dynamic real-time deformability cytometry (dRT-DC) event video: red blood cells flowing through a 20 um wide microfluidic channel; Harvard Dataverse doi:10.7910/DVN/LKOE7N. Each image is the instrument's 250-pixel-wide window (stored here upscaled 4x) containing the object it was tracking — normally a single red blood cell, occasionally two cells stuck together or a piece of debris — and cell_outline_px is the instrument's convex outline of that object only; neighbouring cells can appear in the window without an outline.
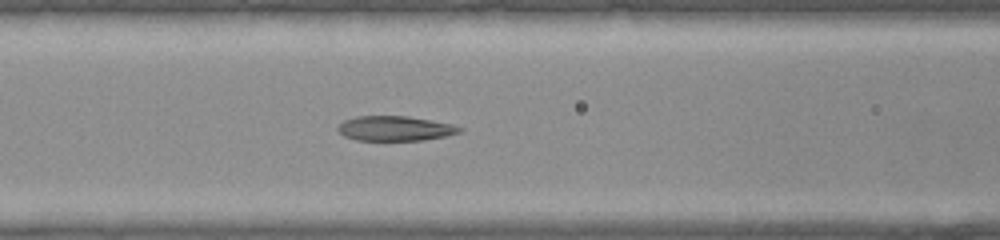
{"species": "common noctule bat (a hibernating species)", "species_latin": "Nyctalus noctula", "temperature_condition": "warm", "stored_images_in_passage": 39, "camera_frame_rate_fps": 3000, "um_per_image_px": 0.085, "animal": {"sex": "female", "body_mass_g": 22.0, "forearm_length_mm": 56.7}, "frame": {"image": 1, "passage_image": 16, "time_ms": 5.0, "image_size_px": [1000, 240], "cell_outline_px": [[464, 128], [460, 132], [444, 136], [424, 140], [356, 140], [344, 136], [336, 128], [344, 120], [356, 116], [408, 116], [432, 120], [452, 124]], "centroid_in_image_um": [33.58, 10.91], "position_along_channel_um": 133.0, "area_um2": 17.57}}
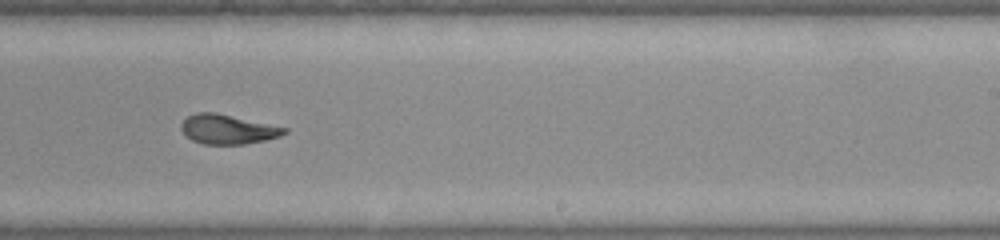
{"frame": {"image": 2, "passage_image": 24, "time_ms": 7.667, "image_size_px": [1000, 240], "cell_outline_px": [[288, 132], [280, 136], [264, 140], [244, 144], [204, 144], [192, 140], [180, 128], [180, 124], [188, 116], [196, 112], [216, 112], [288, 128]], "centroid_in_image_um": [19.36, 10.98], "position_along_channel_um": 269.6, "area_um2": 17.63}}
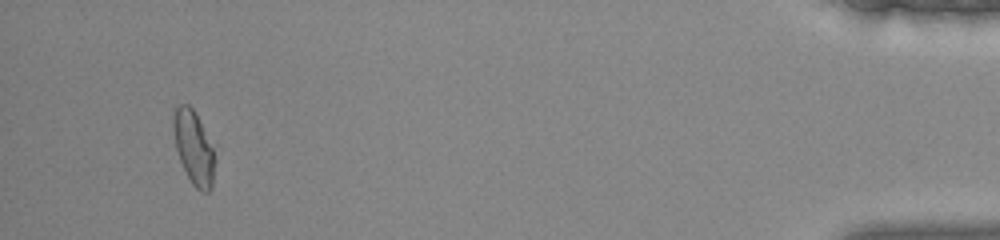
{"frame": {"image": 3, "passage_image": 37, "time_ms": 12.0, "image_size_px": [1000, 240], "cell_outline_px": [[216, 160], [212, 188], [208, 192], [200, 192], [192, 184], [180, 160], [176, 148], [172, 128], [172, 108], [180, 104], [188, 104], [192, 108], [212, 148]], "centroid_in_image_um": [16.44, 12.56], "position_along_channel_um": 418.8, "area_um2": 17.69}}